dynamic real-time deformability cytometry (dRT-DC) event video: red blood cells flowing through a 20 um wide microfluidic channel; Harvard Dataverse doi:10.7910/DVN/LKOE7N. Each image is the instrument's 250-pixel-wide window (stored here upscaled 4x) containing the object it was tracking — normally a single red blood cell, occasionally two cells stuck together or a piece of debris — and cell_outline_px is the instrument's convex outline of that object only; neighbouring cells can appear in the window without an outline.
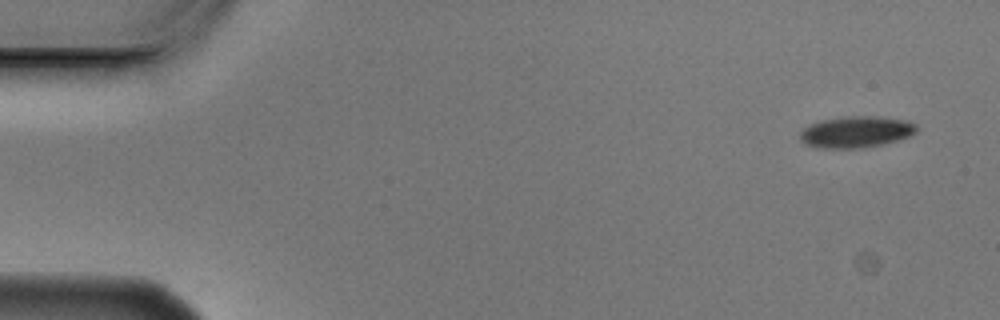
{"species": "Egyptian fruit bat (a non-hibernating species)", "species_latin": "Rousettus aegyptiacus", "temperature_condition": "cold", "stored_images_in_passage": 8, "camera_frame_rate_fps": 3000, "um_per_image_px": 0.085, "animal": {"sex": "male"}, "frame": {"image": 1, "passage_image": 1, "time_ms": 0.0, "image_size_px": [1000, 320], "cell_outline_px": [[920, 128], [916, 132], [900, 140], [864, 148], [816, 148], [804, 144], [800, 140], [800, 132], [808, 124], [820, 120], [844, 116], [876, 116], [908, 120], [916, 124]], "centroid_in_image_um": [72.77, 11.21], "position_along_channel_um": 12.2, "area_um2": 21.79}}
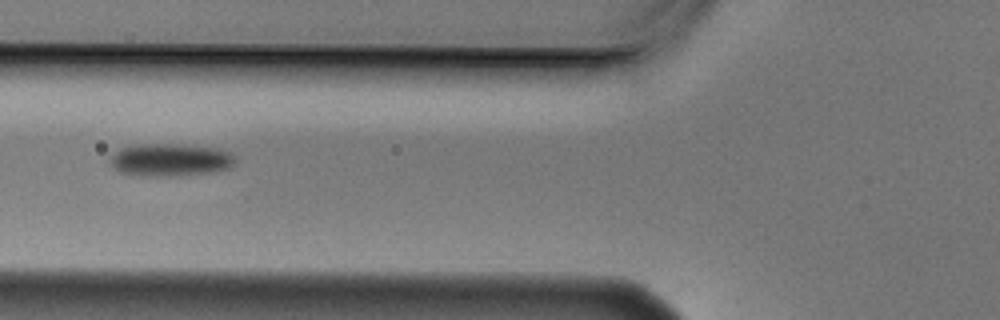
{"frame": {"image": 2, "passage_image": 6, "time_ms": 1.667, "image_size_px": [1000, 320], "cell_outline_px": [[236, 164], [232, 168], [212, 172], [160, 176], [148, 176], [120, 172], [112, 168], [108, 160], [108, 156], [120, 148], [136, 144], [176, 144], [216, 148], [228, 152], [236, 156]], "centroid_in_image_um": [14.45, 13.58], "position_along_channel_um": 111.4, "area_um2": 23.99}}
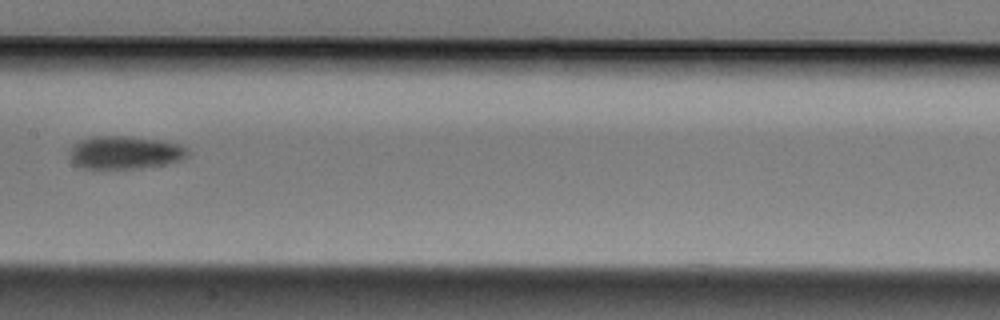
{"frame": {"image": 3, "passage_image": 8, "time_ms": 2.333, "image_size_px": [1000, 320], "cell_outline_px": [[188, 156], [180, 160], [164, 164], [140, 168], [92, 172], [72, 164], [68, 160], [68, 152], [72, 144], [76, 140], [92, 136], [132, 136], [164, 140], [180, 144], [188, 148]], "centroid_in_image_um": [10.49, 12.99], "position_along_channel_um": 196.9, "area_um2": 24.16}}